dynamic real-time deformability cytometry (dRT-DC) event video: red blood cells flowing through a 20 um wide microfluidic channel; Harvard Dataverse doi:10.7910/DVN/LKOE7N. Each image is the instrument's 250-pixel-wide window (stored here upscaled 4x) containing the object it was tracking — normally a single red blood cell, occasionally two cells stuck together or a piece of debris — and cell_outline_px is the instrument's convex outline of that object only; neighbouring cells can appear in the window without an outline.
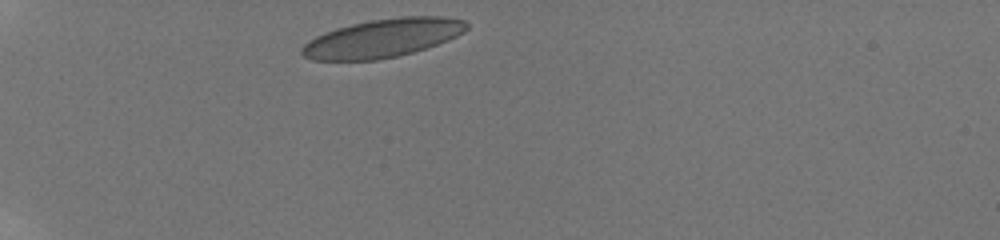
{"species": "human", "species_latin": "Homo sapiens", "temperature_condition": "room temperature", "stored_images_in_passage": 8, "camera_frame_rate_fps": 3000, "um_per_image_px": 0.085, "donor": {"sex": "male"}, "frame": {"image": 1, "passage_image": 1, "time_ms": 0.0, "image_size_px": [1000, 240], "cell_outline_px": [[468, 28], [464, 32], [448, 40], [412, 52], [396, 56], [376, 60], [312, 60], [304, 56], [300, 52], [300, 48], [308, 40], [324, 32], [336, 28], [352, 24], [372, 20], [400, 16], [444, 16], [464, 20], [468, 24]], "centroid_in_image_um": [32.51, 3.23], "position_along_channel_um": 52.5, "area_um2": 36.82}}
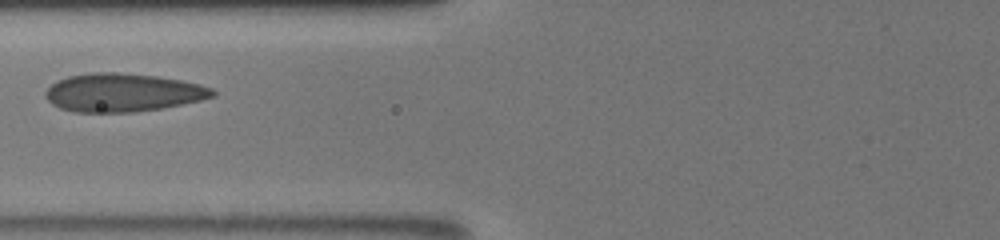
{"frame": {"image": 2, "passage_image": 4, "time_ms": 2.667, "image_size_px": [1000, 240], "cell_outline_px": [[216, 96], [200, 100], [164, 108], [136, 112], [76, 112], [60, 108], [52, 104], [44, 96], [44, 92], [56, 80], [68, 76], [92, 72], [116, 72], [156, 76], [180, 80], [200, 84], [212, 88], [216, 92]], "centroid_in_image_um": [10.43, 7.87], "position_along_channel_um": 115.4, "area_um2": 37.45}}
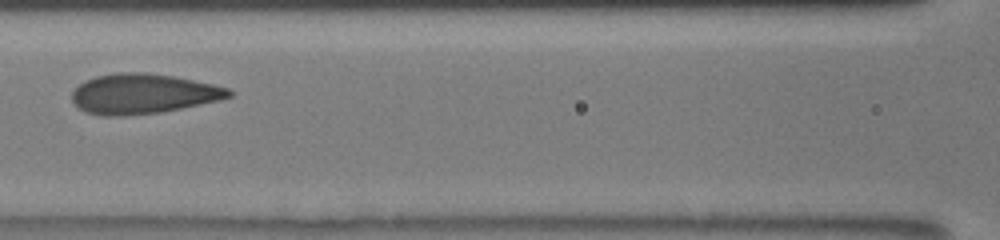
{"frame": {"image": 3, "passage_image": 5, "time_ms": 3.667, "image_size_px": [1000, 240], "cell_outline_px": [[232, 96], [220, 100], [160, 112], [124, 116], [104, 116], [88, 112], [72, 104], [72, 92], [84, 80], [96, 76], [116, 72], [144, 72], [176, 76], [212, 84], [228, 88], [232, 92]], "centroid_in_image_um": [12.14, 7.96], "position_along_channel_um": 154.5, "area_um2": 36.59}}